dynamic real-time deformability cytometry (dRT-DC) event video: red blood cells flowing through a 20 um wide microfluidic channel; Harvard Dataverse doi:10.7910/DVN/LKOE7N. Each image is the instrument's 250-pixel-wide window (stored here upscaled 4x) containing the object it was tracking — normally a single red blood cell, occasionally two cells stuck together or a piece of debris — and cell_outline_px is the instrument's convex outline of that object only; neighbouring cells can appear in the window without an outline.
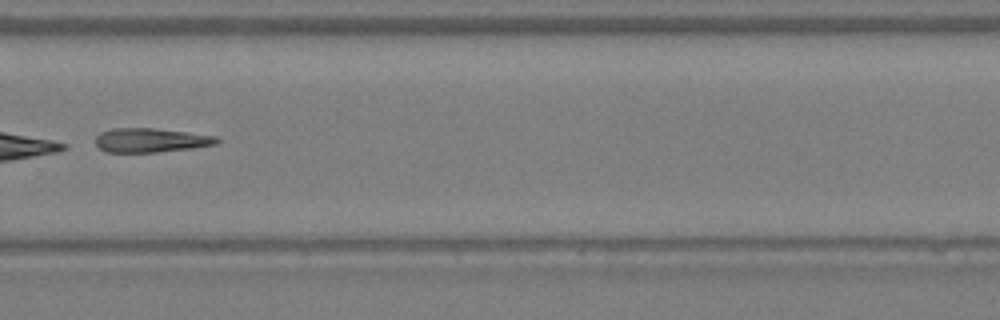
{"species": "Egyptian fruit bat (a non-hibernating species)", "species_latin": "Rousettus aegyptiacus", "temperature_condition": "warm", "stored_images_in_passage": 38, "camera_frame_rate_fps": 3000, "um_per_image_px": 0.085, "animal": {"sex": "female"}, "frame": {"image": 1, "passage_image": 27, "time_ms": 8.667, "image_size_px": [1000, 320], "cell_outline_px": [[220, 140], [216, 144], [192, 148], [156, 152], [104, 152], [96, 144], [96, 136], [100, 132], [112, 128], [156, 128], [216, 136]], "centroid_in_image_um": [12.79, 11.91], "position_along_channel_um": 317.0, "area_um2": 17.05}}